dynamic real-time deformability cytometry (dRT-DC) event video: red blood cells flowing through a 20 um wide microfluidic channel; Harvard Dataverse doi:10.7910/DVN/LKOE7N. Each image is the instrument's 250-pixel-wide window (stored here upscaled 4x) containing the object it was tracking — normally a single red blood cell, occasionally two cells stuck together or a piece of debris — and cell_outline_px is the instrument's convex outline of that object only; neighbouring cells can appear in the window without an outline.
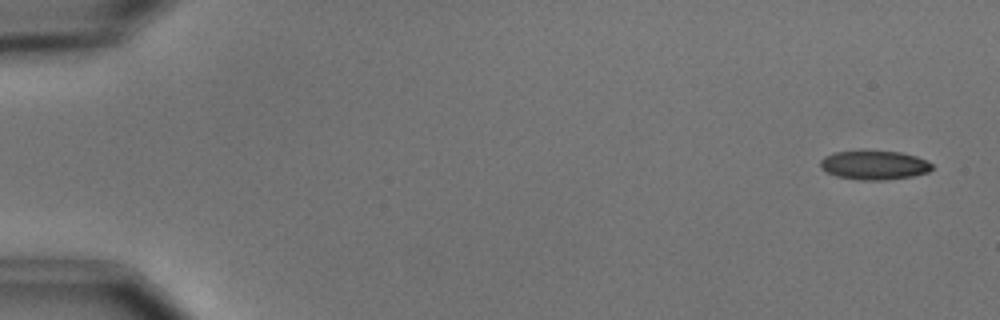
{"species": "common noctule bat (a hibernating species)", "species_latin": "Nyctalus noctula", "temperature_condition": "cold", "stored_images_in_passage": 5, "camera_frame_rate_fps": 3000, "um_per_image_px": 0.085, "animal": {"sex": "male", "body_mass_g": 15.6}, "frame": {"image": 1, "passage_image": 1, "time_ms": 0.0, "image_size_px": [1000, 320], "cell_outline_px": [[932, 168], [928, 172], [912, 176], [884, 180], [860, 180], [836, 176], [820, 168], [820, 160], [824, 156], [832, 152], [900, 152], [916, 156], [928, 160], [932, 164]], "centroid_in_image_um": [74.31, 14.05], "position_along_channel_um": 10.7, "area_um2": 18.67}}
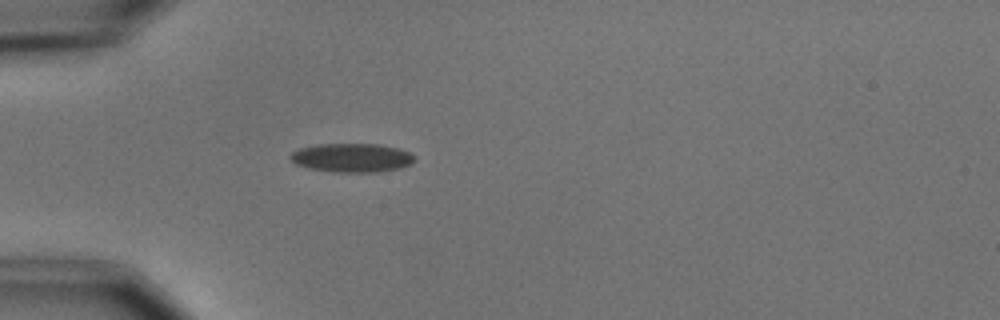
{"frame": {"image": 2, "passage_image": 5, "time_ms": 4.667, "image_size_px": [1000, 320], "cell_outline_px": [[416, 160], [412, 164], [400, 168], [380, 172], [332, 172], [312, 168], [296, 164], [288, 156], [292, 152], [300, 148], [320, 144], [380, 144], [400, 148], [416, 156]], "centroid_in_image_um": [29.97, 13.41], "position_along_channel_um": 55.0, "area_um2": 20.98}}